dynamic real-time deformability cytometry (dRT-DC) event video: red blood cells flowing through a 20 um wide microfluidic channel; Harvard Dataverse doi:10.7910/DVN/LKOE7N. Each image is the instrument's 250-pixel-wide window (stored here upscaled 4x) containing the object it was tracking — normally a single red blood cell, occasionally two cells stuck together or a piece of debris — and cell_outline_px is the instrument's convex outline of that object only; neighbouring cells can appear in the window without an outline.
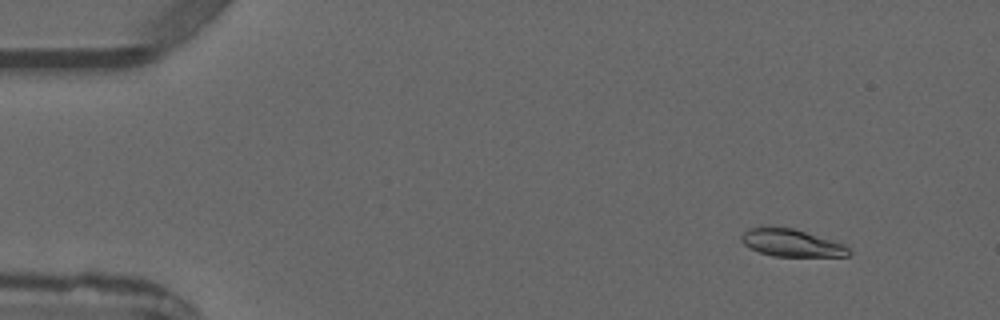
{"species": "common noctule bat (a hibernating species)", "species_latin": "Nyctalus noctula", "temperature_condition": "warm", "stored_images_in_passage": 5, "camera_frame_rate_fps": 3000, "um_per_image_px": 0.085, "animal": {"sex": "male", "forearm_length_mm": 52.5}, "frame": {"image": 1, "passage_image": 2, "time_ms": 1.0, "image_size_px": [1000, 320], "cell_outline_px": [[852, 252], [848, 256], [772, 256], [760, 252], [744, 244], [740, 240], [740, 236], [748, 228], [760, 224], [768, 224], [792, 228], [832, 240], [844, 244]], "centroid_in_image_um": [67.2, 20.6], "position_along_channel_um": 17.8, "area_um2": 17.51}}
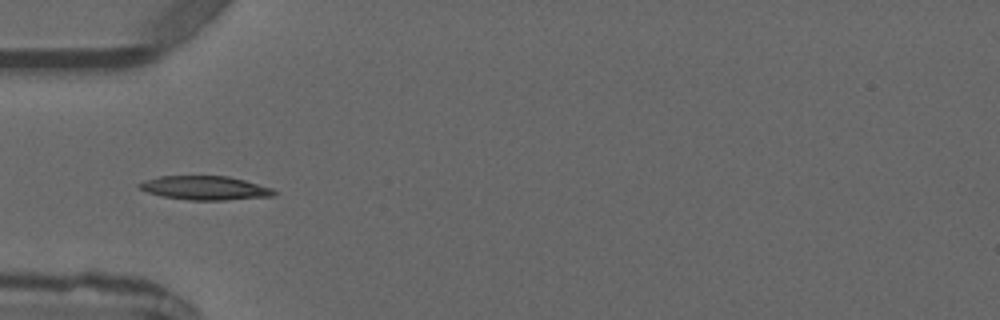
{"frame": {"image": 2, "passage_image": 5, "time_ms": 4.333, "image_size_px": [1000, 320], "cell_outline_px": [[276, 196], [224, 200], [188, 200], [160, 196], [136, 188], [136, 184], [144, 180], [160, 176], [228, 176], [244, 180], [272, 188], [276, 192]], "centroid_in_image_um": [17.38, 15.98], "position_along_channel_um": 67.6, "area_um2": 18.9}}